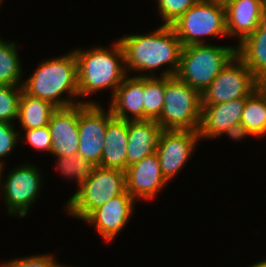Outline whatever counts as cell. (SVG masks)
<instances>
[{"instance_id":"23","label":"cell","mask_w":266,"mask_h":267,"mask_svg":"<svg viewBox=\"0 0 266 267\" xmlns=\"http://www.w3.org/2000/svg\"><path fill=\"white\" fill-rule=\"evenodd\" d=\"M15 42L0 37V85L22 86V64Z\"/></svg>"},{"instance_id":"27","label":"cell","mask_w":266,"mask_h":267,"mask_svg":"<svg viewBox=\"0 0 266 267\" xmlns=\"http://www.w3.org/2000/svg\"><path fill=\"white\" fill-rule=\"evenodd\" d=\"M197 1L198 0H157V8L163 19V25H171Z\"/></svg>"},{"instance_id":"12","label":"cell","mask_w":266,"mask_h":267,"mask_svg":"<svg viewBox=\"0 0 266 267\" xmlns=\"http://www.w3.org/2000/svg\"><path fill=\"white\" fill-rule=\"evenodd\" d=\"M135 202L125 191L93 210L83 221L93 224L104 241L113 240L129 222Z\"/></svg>"},{"instance_id":"18","label":"cell","mask_w":266,"mask_h":267,"mask_svg":"<svg viewBox=\"0 0 266 267\" xmlns=\"http://www.w3.org/2000/svg\"><path fill=\"white\" fill-rule=\"evenodd\" d=\"M262 3L257 0H233L225 4L226 30L241 43L259 26Z\"/></svg>"},{"instance_id":"8","label":"cell","mask_w":266,"mask_h":267,"mask_svg":"<svg viewBox=\"0 0 266 267\" xmlns=\"http://www.w3.org/2000/svg\"><path fill=\"white\" fill-rule=\"evenodd\" d=\"M257 89V79L235 54L201 94L202 105H214L247 98Z\"/></svg>"},{"instance_id":"22","label":"cell","mask_w":266,"mask_h":267,"mask_svg":"<svg viewBox=\"0 0 266 267\" xmlns=\"http://www.w3.org/2000/svg\"><path fill=\"white\" fill-rule=\"evenodd\" d=\"M241 123L253 137L266 136V98L258 89L246 98Z\"/></svg>"},{"instance_id":"38","label":"cell","mask_w":266,"mask_h":267,"mask_svg":"<svg viewBox=\"0 0 266 267\" xmlns=\"http://www.w3.org/2000/svg\"><path fill=\"white\" fill-rule=\"evenodd\" d=\"M257 1H259L262 4H266V0H257Z\"/></svg>"},{"instance_id":"37","label":"cell","mask_w":266,"mask_h":267,"mask_svg":"<svg viewBox=\"0 0 266 267\" xmlns=\"http://www.w3.org/2000/svg\"><path fill=\"white\" fill-rule=\"evenodd\" d=\"M54 267H69V266H65L57 262Z\"/></svg>"},{"instance_id":"2","label":"cell","mask_w":266,"mask_h":267,"mask_svg":"<svg viewBox=\"0 0 266 267\" xmlns=\"http://www.w3.org/2000/svg\"><path fill=\"white\" fill-rule=\"evenodd\" d=\"M22 82L26 94L49 101L57 108L82 103L75 99H78L79 89L74 50L63 56L41 61L33 74ZM64 93L67 95L65 98L62 97Z\"/></svg>"},{"instance_id":"36","label":"cell","mask_w":266,"mask_h":267,"mask_svg":"<svg viewBox=\"0 0 266 267\" xmlns=\"http://www.w3.org/2000/svg\"><path fill=\"white\" fill-rule=\"evenodd\" d=\"M223 5H225L226 3L233 1V0H219Z\"/></svg>"},{"instance_id":"32","label":"cell","mask_w":266,"mask_h":267,"mask_svg":"<svg viewBox=\"0 0 266 267\" xmlns=\"http://www.w3.org/2000/svg\"><path fill=\"white\" fill-rule=\"evenodd\" d=\"M257 89L265 96L266 98V72L257 79Z\"/></svg>"},{"instance_id":"21","label":"cell","mask_w":266,"mask_h":267,"mask_svg":"<svg viewBox=\"0 0 266 267\" xmlns=\"http://www.w3.org/2000/svg\"><path fill=\"white\" fill-rule=\"evenodd\" d=\"M56 109L49 101L29 96L22 90L17 119L24 130L43 128Z\"/></svg>"},{"instance_id":"7","label":"cell","mask_w":266,"mask_h":267,"mask_svg":"<svg viewBox=\"0 0 266 267\" xmlns=\"http://www.w3.org/2000/svg\"><path fill=\"white\" fill-rule=\"evenodd\" d=\"M171 27L183 47L207 44L205 36L227 37L225 5L219 0H198Z\"/></svg>"},{"instance_id":"5","label":"cell","mask_w":266,"mask_h":267,"mask_svg":"<svg viewBox=\"0 0 266 267\" xmlns=\"http://www.w3.org/2000/svg\"><path fill=\"white\" fill-rule=\"evenodd\" d=\"M126 191V174L123 171L96 166L72 195L65 209L75 218L84 220L93 210L111 198Z\"/></svg>"},{"instance_id":"3","label":"cell","mask_w":266,"mask_h":267,"mask_svg":"<svg viewBox=\"0 0 266 267\" xmlns=\"http://www.w3.org/2000/svg\"><path fill=\"white\" fill-rule=\"evenodd\" d=\"M83 50L78 48L74 50L77 60L79 98L96 94L107 88L112 89V97L128 76L124 50L119 40L115 41L111 49L98 46Z\"/></svg>"},{"instance_id":"33","label":"cell","mask_w":266,"mask_h":267,"mask_svg":"<svg viewBox=\"0 0 266 267\" xmlns=\"http://www.w3.org/2000/svg\"><path fill=\"white\" fill-rule=\"evenodd\" d=\"M259 25L265 29V34H266V4L262 5L261 9V16H260V23Z\"/></svg>"},{"instance_id":"9","label":"cell","mask_w":266,"mask_h":267,"mask_svg":"<svg viewBox=\"0 0 266 267\" xmlns=\"http://www.w3.org/2000/svg\"><path fill=\"white\" fill-rule=\"evenodd\" d=\"M39 168L21 164L11 170L2 182L1 190L7 214L24 217L31 204L38 199L42 185Z\"/></svg>"},{"instance_id":"20","label":"cell","mask_w":266,"mask_h":267,"mask_svg":"<svg viewBox=\"0 0 266 267\" xmlns=\"http://www.w3.org/2000/svg\"><path fill=\"white\" fill-rule=\"evenodd\" d=\"M236 54L258 79L266 72V34L260 25L236 46Z\"/></svg>"},{"instance_id":"19","label":"cell","mask_w":266,"mask_h":267,"mask_svg":"<svg viewBox=\"0 0 266 267\" xmlns=\"http://www.w3.org/2000/svg\"><path fill=\"white\" fill-rule=\"evenodd\" d=\"M127 143L128 121L113 117L107 124L99 166L126 172Z\"/></svg>"},{"instance_id":"1","label":"cell","mask_w":266,"mask_h":267,"mask_svg":"<svg viewBox=\"0 0 266 267\" xmlns=\"http://www.w3.org/2000/svg\"><path fill=\"white\" fill-rule=\"evenodd\" d=\"M125 58V67L131 72H146L137 77H156L153 70L168 65L160 77L175 76L181 59L183 45L171 25H161L148 34H133L118 39ZM167 69V70H166Z\"/></svg>"},{"instance_id":"16","label":"cell","mask_w":266,"mask_h":267,"mask_svg":"<svg viewBox=\"0 0 266 267\" xmlns=\"http://www.w3.org/2000/svg\"><path fill=\"white\" fill-rule=\"evenodd\" d=\"M144 77L128 76L111 97L109 109L113 117L126 121L144 120ZM130 114V117L128 116Z\"/></svg>"},{"instance_id":"29","label":"cell","mask_w":266,"mask_h":267,"mask_svg":"<svg viewBox=\"0 0 266 267\" xmlns=\"http://www.w3.org/2000/svg\"><path fill=\"white\" fill-rule=\"evenodd\" d=\"M0 267H54L57 261L52 254H36L34 256L15 258L2 262Z\"/></svg>"},{"instance_id":"11","label":"cell","mask_w":266,"mask_h":267,"mask_svg":"<svg viewBox=\"0 0 266 267\" xmlns=\"http://www.w3.org/2000/svg\"><path fill=\"white\" fill-rule=\"evenodd\" d=\"M199 140L198 131L162 130L156 153L162 175L168 183L190 159Z\"/></svg>"},{"instance_id":"13","label":"cell","mask_w":266,"mask_h":267,"mask_svg":"<svg viewBox=\"0 0 266 267\" xmlns=\"http://www.w3.org/2000/svg\"><path fill=\"white\" fill-rule=\"evenodd\" d=\"M125 174L126 191L134 200H151L168 184L156 152L129 166Z\"/></svg>"},{"instance_id":"14","label":"cell","mask_w":266,"mask_h":267,"mask_svg":"<svg viewBox=\"0 0 266 267\" xmlns=\"http://www.w3.org/2000/svg\"><path fill=\"white\" fill-rule=\"evenodd\" d=\"M78 120L79 104L54 111L48 124L52 138L50 154L58 157L78 153Z\"/></svg>"},{"instance_id":"26","label":"cell","mask_w":266,"mask_h":267,"mask_svg":"<svg viewBox=\"0 0 266 267\" xmlns=\"http://www.w3.org/2000/svg\"><path fill=\"white\" fill-rule=\"evenodd\" d=\"M22 90V86L0 85V121L17 120Z\"/></svg>"},{"instance_id":"10","label":"cell","mask_w":266,"mask_h":267,"mask_svg":"<svg viewBox=\"0 0 266 267\" xmlns=\"http://www.w3.org/2000/svg\"><path fill=\"white\" fill-rule=\"evenodd\" d=\"M113 115L108 109L96 101L79 103V144L78 154L92 161L95 166L100 165L105 142V131Z\"/></svg>"},{"instance_id":"25","label":"cell","mask_w":266,"mask_h":267,"mask_svg":"<svg viewBox=\"0 0 266 267\" xmlns=\"http://www.w3.org/2000/svg\"><path fill=\"white\" fill-rule=\"evenodd\" d=\"M57 169L61 175L69 179H76L77 186L79 187L83 180H86L96 167L92 161L80 156L78 153L68 156L57 157Z\"/></svg>"},{"instance_id":"17","label":"cell","mask_w":266,"mask_h":267,"mask_svg":"<svg viewBox=\"0 0 266 267\" xmlns=\"http://www.w3.org/2000/svg\"><path fill=\"white\" fill-rule=\"evenodd\" d=\"M162 130L156 120L128 121L127 168L156 152Z\"/></svg>"},{"instance_id":"31","label":"cell","mask_w":266,"mask_h":267,"mask_svg":"<svg viewBox=\"0 0 266 267\" xmlns=\"http://www.w3.org/2000/svg\"><path fill=\"white\" fill-rule=\"evenodd\" d=\"M224 134H227L230 139L240 141L241 139H245L248 136H251V133L248 131V129L240 122L238 124H234L231 127H229Z\"/></svg>"},{"instance_id":"34","label":"cell","mask_w":266,"mask_h":267,"mask_svg":"<svg viewBox=\"0 0 266 267\" xmlns=\"http://www.w3.org/2000/svg\"><path fill=\"white\" fill-rule=\"evenodd\" d=\"M250 267H266V260L264 259L263 261H259L255 264L251 265Z\"/></svg>"},{"instance_id":"35","label":"cell","mask_w":266,"mask_h":267,"mask_svg":"<svg viewBox=\"0 0 266 267\" xmlns=\"http://www.w3.org/2000/svg\"><path fill=\"white\" fill-rule=\"evenodd\" d=\"M3 170H4V164H2V163H0V188H1V186H2V181H1V179H2V174H3ZM1 190V189H0ZM1 192V191H0Z\"/></svg>"},{"instance_id":"4","label":"cell","mask_w":266,"mask_h":267,"mask_svg":"<svg viewBox=\"0 0 266 267\" xmlns=\"http://www.w3.org/2000/svg\"><path fill=\"white\" fill-rule=\"evenodd\" d=\"M236 54V46H184L176 77L201 94Z\"/></svg>"},{"instance_id":"28","label":"cell","mask_w":266,"mask_h":267,"mask_svg":"<svg viewBox=\"0 0 266 267\" xmlns=\"http://www.w3.org/2000/svg\"><path fill=\"white\" fill-rule=\"evenodd\" d=\"M19 137L20 133L16 132L13 124L0 121V163L4 164L2 158L9 156L16 148Z\"/></svg>"},{"instance_id":"6","label":"cell","mask_w":266,"mask_h":267,"mask_svg":"<svg viewBox=\"0 0 266 267\" xmlns=\"http://www.w3.org/2000/svg\"><path fill=\"white\" fill-rule=\"evenodd\" d=\"M201 93L176 76L165 77L164 104L156 122L163 130L198 131L201 122Z\"/></svg>"},{"instance_id":"24","label":"cell","mask_w":266,"mask_h":267,"mask_svg":"<svg viewBox=\"0 0 266 267\" xmlns=\"http://www.w3.org/2000/svg\"><path fill=\"white\" fill-rule=\"evenodd\" d=\"M165 77H144V120H157L164 104Z\"/></svg>"},{"instance_id":"15","label":"cell","mask_w":266,"mask_h":267,"mask_svg":"<svg viewBox=\"0 0 266 267\" xmlns=\"http://www.w3.org/2000/svg\"><path fill=\"white\" fill-rule=\"evenodd\" d=\"M245 100L246 98H238L220 104L202 105L198 130L200 139L220 137L229 127L240 123Z\"/></svg>"},{"instance_id":"30","label":"cell","mask_w":266,"mask_h":267,"mask_svg":"<svg viewBox=\"0 0 266 267\" xmlns=\"http://www.w3.org/2000/svg\"><path fill=\"white\" fill-rule=\"evenodd\" d=\"M25 140L31 147L37 151H48L51 152L52 138L48 125L38 129H27L25 130Z\"/></svg>"}]
</instances>
